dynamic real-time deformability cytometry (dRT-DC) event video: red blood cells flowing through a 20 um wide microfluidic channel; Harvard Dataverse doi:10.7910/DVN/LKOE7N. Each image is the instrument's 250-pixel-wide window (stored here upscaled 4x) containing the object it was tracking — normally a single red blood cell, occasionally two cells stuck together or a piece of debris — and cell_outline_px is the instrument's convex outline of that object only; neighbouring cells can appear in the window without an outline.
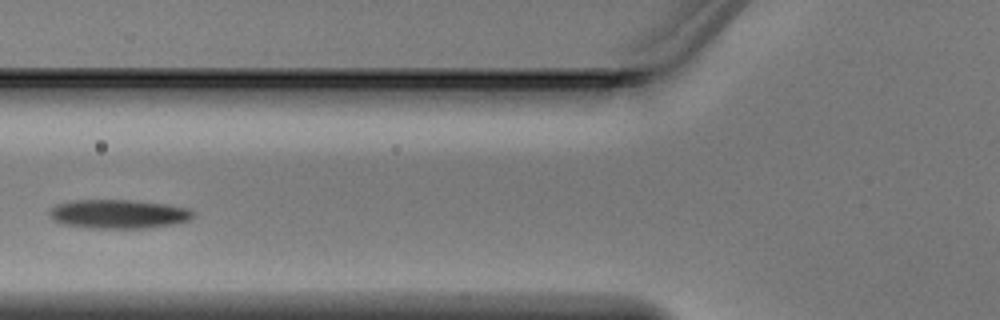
{"species": "Egyptian fruit bat (a non-hibernating species)", "species_latin": "Rousettus aegyptiacus", "temperature_condition": "warm", "stored_images_in_passage": 4, "camera_frame_rate_fps": 3000, "um_per_image_px": 0.085, "animal": {"sex": "male"}, "frame": {"image": 1, "passage_image": 3, "time_ms": 0.667, "image_size_px": [1000, 320], "cell_outline_px": [[196, 216], [188, 220], [172, 224], [148, 228], [92, 228], [64, 224], [52, 220], [48, 216], [48, 212], [56, 204], [72, 200], [136, 200], [168, 204], [188, 208], [196, 212]], "centroid_in_image_um": [10.09, 18.18], "position_along_channel_um": 115.7, "area_um2": 24.51}}
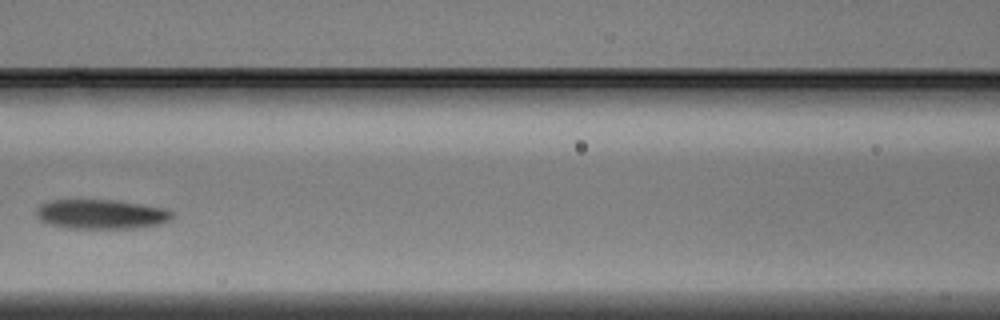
{"frame": {"image": 2, "passage_image": 4, "time_ms": 1.0, "image_size_px": [1000, 320], "cell_outline_px": [[172, 220], [160, 224], [136, 228], [68, 228], [48, 224], [40, 220], [36, 216], [36, 208], [40, 204], [48, 200], [112, 200], [140, 204], [164, 208], [172, 212]], "centroid_in_image_um": [8.57, 18.21], "position_along_channel_um": 158.0, "area_um2": 23.41}}